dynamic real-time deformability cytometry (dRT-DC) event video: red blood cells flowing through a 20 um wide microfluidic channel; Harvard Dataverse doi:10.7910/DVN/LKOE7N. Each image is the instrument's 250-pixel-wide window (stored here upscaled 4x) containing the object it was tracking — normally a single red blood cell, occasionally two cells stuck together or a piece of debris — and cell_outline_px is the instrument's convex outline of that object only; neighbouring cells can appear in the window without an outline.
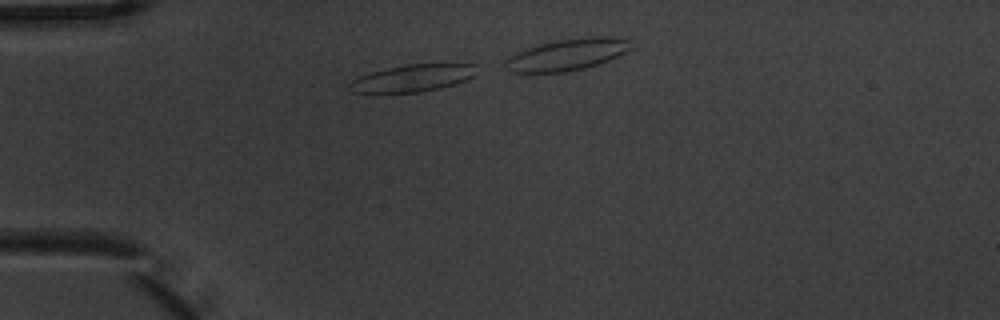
{"species": "common noctule bat (a hibernating species)", "species_latin": "Nyctalus noctula", "temperature_condition": "warm", "stored_images_in_passage": 3, "camera_frame_rate_fps": 3000, "um_per_image_px": 0.085, "animal": {"sex": "male", "body_mass_g": 20.1, "forearm_length_mm": 53.5}, "frame": {"image": 1, "passage_image": 2, "time_ms": 0.333, "image_size_px": [1000, 320], "cell_outline_px": [[476, 64], [472, 76], [456, 84], [440, 88], [420, 92], [352, 92], [348, 88], [348, 84], [352, 80], [360, 76], [372, 72], [388, 68], [408, 64]], "centroid_in_image_um": [35.04, 6.64], "position_along_channel_um": 50.0, "area_um2": 19.65}}